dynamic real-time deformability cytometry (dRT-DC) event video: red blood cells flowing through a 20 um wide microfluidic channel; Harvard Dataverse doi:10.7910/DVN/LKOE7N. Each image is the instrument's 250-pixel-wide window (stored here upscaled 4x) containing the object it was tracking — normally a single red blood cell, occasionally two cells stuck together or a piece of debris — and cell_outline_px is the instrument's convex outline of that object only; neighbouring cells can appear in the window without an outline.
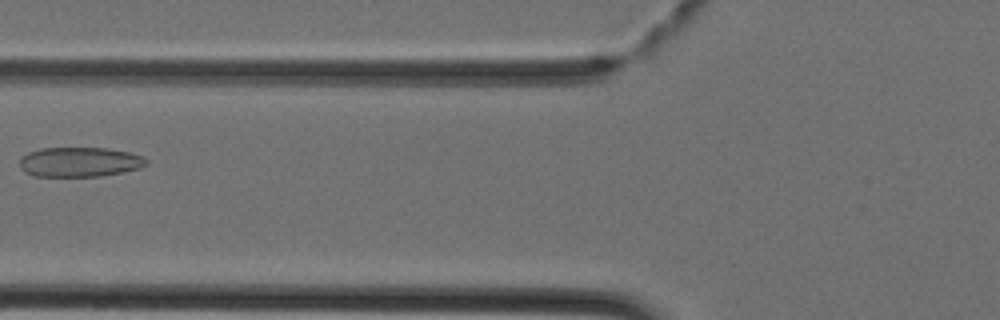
{"species": "Egyptian fruit bat (a non-hibernating species)", "species_latin": "Rousettus aegyptiacus", "temperature_condition": "cold", "stored_images_in_passage": 3, "camera_frame_rate_fps": 3000, "um_per_image_px": 0.085, "animal": {"sex": "female"}, "frame": {"image": 1, "passage_image": 3, "time_ms": 0.667, "image_size_px": [1000, 320], "cell_outline_px": [[148, 164], [140, 168], [124, 172], [100, 176], [32, 176], [24, 172], [20, 168], [20, 160], [28, 152], [40, 148], [108, 148], [128, 152], [144, 156], [148, 160]], "centroid_in_image_um": [6.79, 13.77], "position_along_channel_um": 119.0, "area_um2": 22.08}}